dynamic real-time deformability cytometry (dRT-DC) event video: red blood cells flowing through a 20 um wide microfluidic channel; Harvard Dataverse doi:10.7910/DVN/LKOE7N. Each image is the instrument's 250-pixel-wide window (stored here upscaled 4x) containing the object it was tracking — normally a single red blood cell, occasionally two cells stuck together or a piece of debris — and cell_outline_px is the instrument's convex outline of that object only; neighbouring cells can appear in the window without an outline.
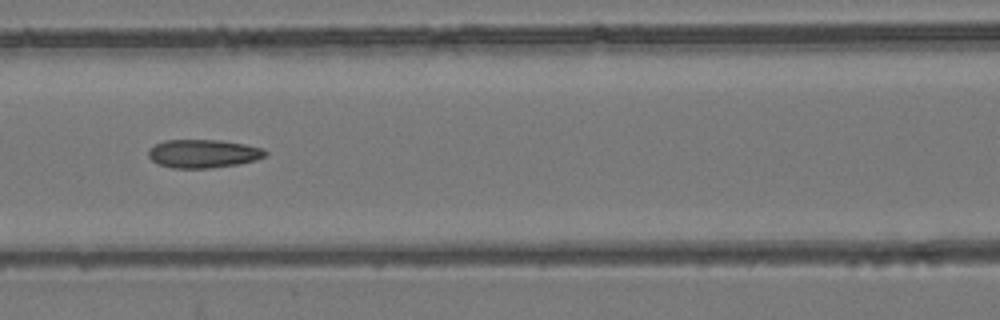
{"species": "common noctule bat (a hibernating species)", "species_latin": "Nyctalus noctula", "temperature_condition": "room temperature", "stored_images_in_passage": 9, "camera_frame_rate_fps": 3000, "um_per_image_px": 0.085, "animal": {"sex": "female", "body_mass_g": 24.6, "forearm_length_mm": 56.2}, "frame": {"image": 1, "passage_image": 6, "time_ms": 5.667, "image_size_px": [1000, 320], "cell_outline_px": [[268, 152], [264, 156], [256, 160], [240, 164], [208, 168], [172, 168], [160, 164], [152, 160], [148, 156], [148, 148], [164, 140], [220, 140], [244, 144], [264, 148]], "centroid_in_image_um": [17.28, 13.05], "position_along_channel_um": 149.3, "area_um2": 19.36}}
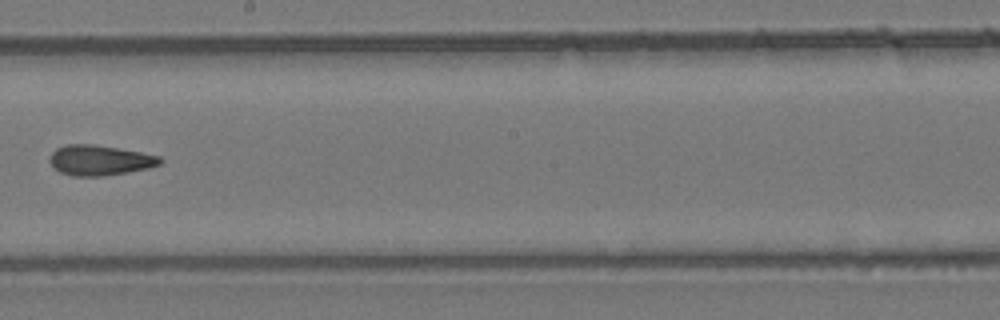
{"frame": {"image": 2, "passage_image": 8, "time_ms": 8.0, "image_size_px": [1000, 320], "cell_outline_px": [[164, 160], [160, 164], [148, 168], [128, 172], [104, 176], [72, 176], [60, 172], [52, 168], [48, 160], [52, 152], [56, 148], [68, 144], [92, 144], [140, 152], [160, 156]], "centroid_in_image_um": [8.45, 13.63], "position_along_channel_um": 239.8, "area_um2": 19.54}}
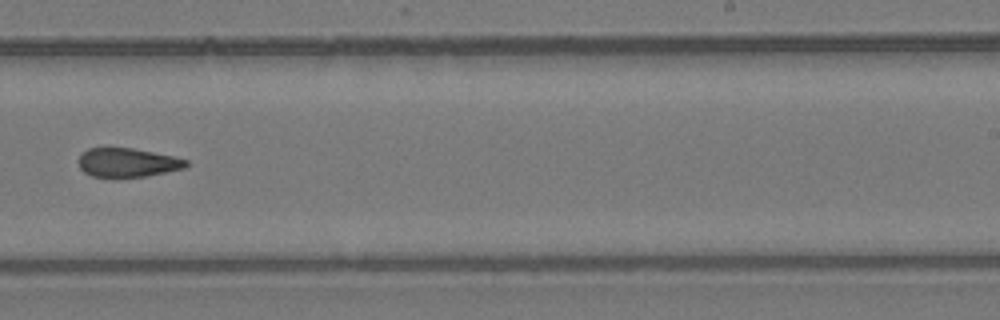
{"frame": {"image": 3, "passage_image": 9, "time_ms": 9.0, "image_size_px": [1000, 320], "cell_outline_px": [[188, 164], [184, 168], [144, 176], [92, 176], [84, 172], [80, 168], [80, 156], [88, 148], [132, 148], [172, 156], [188, 160]], "centroid_in_image_um": [10.84, 13.8], "position_along_channel_um": 278.2, "area_um2": 17.57}}